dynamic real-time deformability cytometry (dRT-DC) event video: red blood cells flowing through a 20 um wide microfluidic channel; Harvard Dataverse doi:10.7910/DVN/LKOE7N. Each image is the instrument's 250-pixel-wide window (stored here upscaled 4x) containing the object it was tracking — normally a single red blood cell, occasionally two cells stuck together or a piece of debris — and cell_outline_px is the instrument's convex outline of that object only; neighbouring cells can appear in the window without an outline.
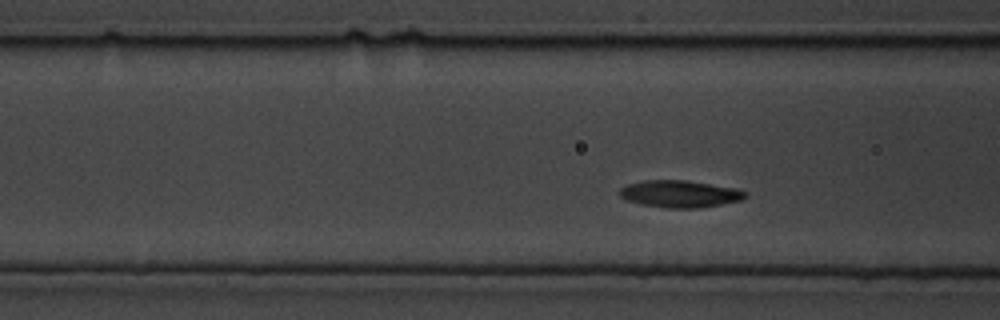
{"species": "common noctule bat (a hibernating species)", "species_latin": "Nyctalus noctula", "temperature_condition": "cold", "stored_images_in_passage": 66, "camera_frame_rate_fps": 3000, "um_per_image_px": 0.085, "animal": {"sex": "male", "body_mass_g": 19.5, "forearm_length_mm": 54.6}, "frame": {"image": 1, "passage_image": 10, "time_ms": 3.0, "image_size_px": [1000, 320], "cell_outline_px": [[748, 196], [740, 200], [700, 208], [668, 208], [644, 204], [628, 200], [620, 196], [620, 188], [628, 184], [644, 180], [684, 180], [736, 188], [744, 192]], "centroid_in_image_um": [57.78, 16.47], "position_along_channel_um": 108.8, "area_um2": 19.48}}
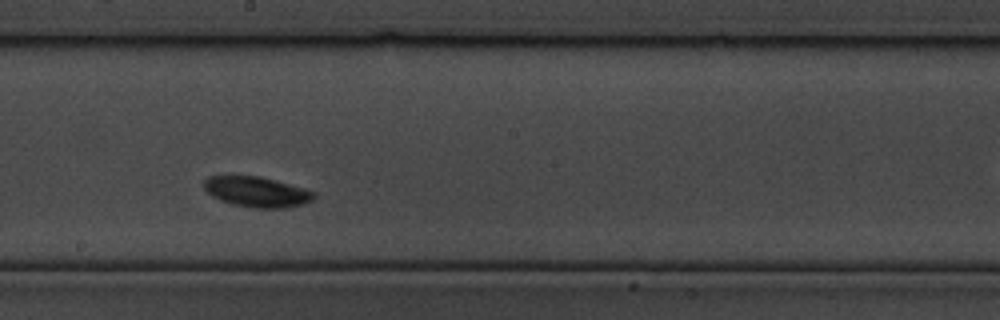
{"frame": {"image": 2, "passage_image": 26, "time_ms": 8.333, "image_size_px": [1000, 320], "cell_outline_px": [[316, 196], [312, 200], [304, 204], [288, 208], [252, 208], [232, 204], [220, 200], [212, 196], [204, 188], [204, 180], [208, 176], [260, 176], [304, 188], [316, 192]], "centroid_in_image_um": [21.85, 16.32], "position_along_channel_um": 226.3, "area_um2": 19.54}}
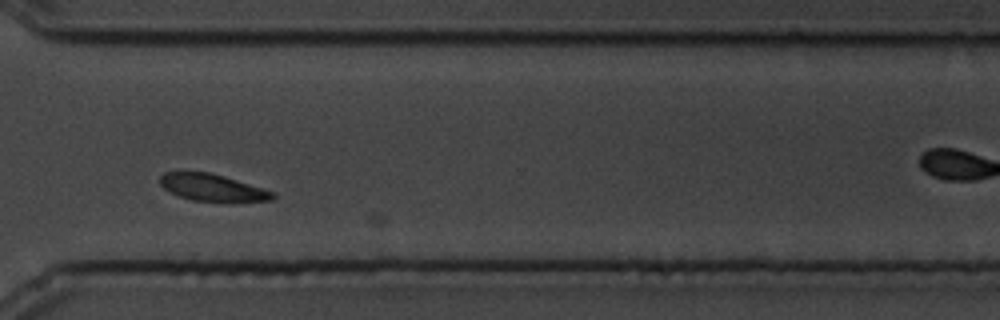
{"frame": {"image": 3, "passage_image": 43, "time_ms": 14.0, "image_size_px": [1000, 320], "cell_outline_px": [[276, 196], [272, 200], [192, 200], [180, 196], [164, 188], [160, 184], [160, 176], [164, 172], [208, 172], [224, 176], [276, 192]], "centroid_in_image_um": [18.04, 15.91], "position_along_channel_um": 352.6, "area_um2": 17.11}}